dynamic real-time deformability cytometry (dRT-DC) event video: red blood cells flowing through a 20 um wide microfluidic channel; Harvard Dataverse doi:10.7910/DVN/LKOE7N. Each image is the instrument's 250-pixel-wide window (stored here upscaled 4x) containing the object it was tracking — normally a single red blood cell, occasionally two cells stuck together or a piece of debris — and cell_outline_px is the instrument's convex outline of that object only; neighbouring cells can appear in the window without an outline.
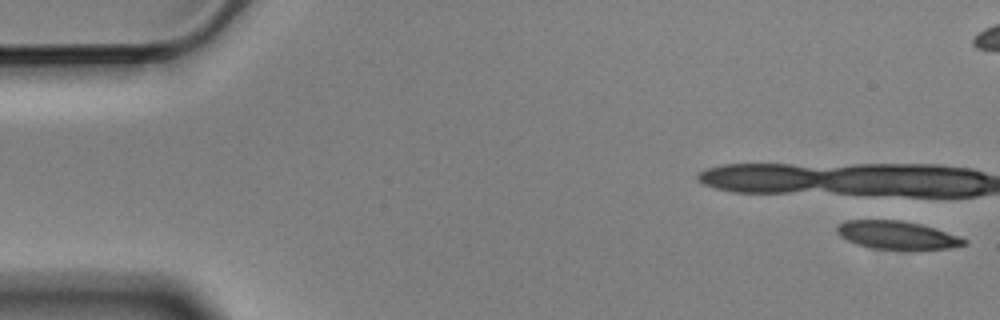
{"species": "Egyptian fruit bat (a non-hibernating species)", "species_latin": "Rousettus aegyptiacus", "temperature_condition": "cold", "stored_images_in_passage": 6, "camera_frame_rate_fps": 3000, "um_per_image_px": 0.085, "animal": {"sex": "male"}, "frame": {"image": 1, "passage_image": 1, "time_ms": 0.0, "image_size_px": [1000, 320], "cell_outline_px": [[968, 244], [948, 248], [872, 248], [856, 244], [840, 236], [836, 232], [836, 228], [840, 224], [848, 220], [900, 220], [920, 224], [960, 236], [968, 240]], "centroid_in_image_um": [76.24, 19.97], "position_along_channel_um": 8.8, "area_um2": 20.35}}